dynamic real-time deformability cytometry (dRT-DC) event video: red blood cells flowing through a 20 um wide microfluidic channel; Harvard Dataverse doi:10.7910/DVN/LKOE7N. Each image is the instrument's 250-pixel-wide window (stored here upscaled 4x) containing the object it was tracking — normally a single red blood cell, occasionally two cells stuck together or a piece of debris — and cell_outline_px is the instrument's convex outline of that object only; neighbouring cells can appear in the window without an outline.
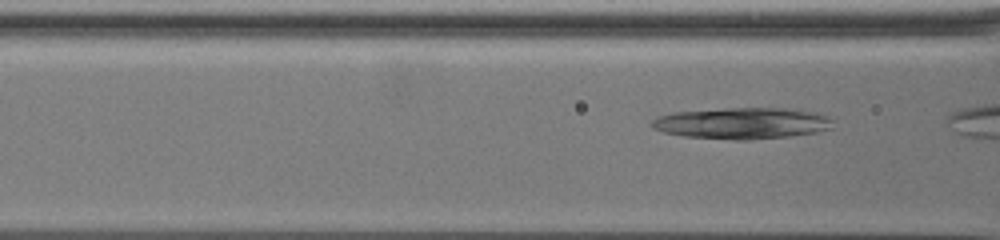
{"species": "common noctule bat (a hibernating species)", "species_latin": "Nyctalus noctula", "temperature_condition": "warm", "stored_images_in_passage": 10, "camera_frame_rate_fps": 3000, "um_per_image_px": 0.085, "animal": {"sex": "female", "body_mass_g": 19.5, "forearm_length_mm": 54.1}, "frame": {"image": 1, "passage_image": 4, "time_ms": 1.0, "image_size_px": [1000, 240], "cell_outline_px": [[836, 120], [832, 128], [820, 132], [788, 136], [748, 140], [732, 140], [684, 136], [664, 132], [652, 128], [648, 124], [656, 116], [672, 112], [724, 108], [788, 108], [816, 112], [828, 116]], "centroid_in_image_um": [63.1, 10.47], "position_along_channel_um": 103.5, "area_um2": 33.7}}